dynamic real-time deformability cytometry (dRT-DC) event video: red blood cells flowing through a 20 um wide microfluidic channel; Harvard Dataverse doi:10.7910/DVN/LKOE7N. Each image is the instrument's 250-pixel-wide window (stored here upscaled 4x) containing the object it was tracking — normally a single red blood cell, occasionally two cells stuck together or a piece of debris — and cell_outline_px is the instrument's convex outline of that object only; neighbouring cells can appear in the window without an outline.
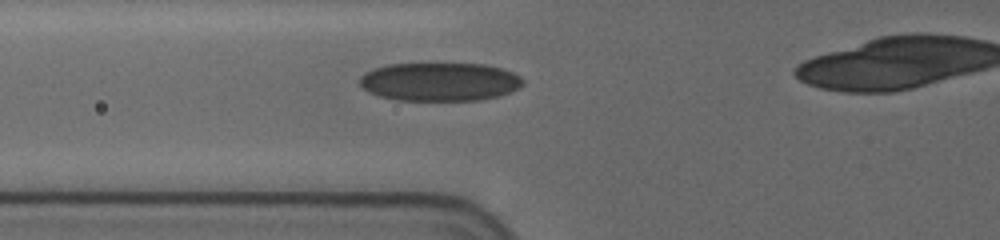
{"species": "human", "species_latin": "Homo sapiens", "temperature_condition": "cold", "stored_images_in_passage": 40, "camera_frame_rate_fps": 3000, "um_per_image_px": 0.085, "donor": {"sex": "female"}, "frame": {"image": 1, "passage_image": 12, "time_ms": 3.667, "image_size_px": [1000, 240], "cell_outline_px": [[524, 84], [520, 88], [500, 96], [480, 100], [396, 100], [380, 96], [368, 92], [360, 84], [360, 76], [364, 72], [372, 68], [388, 64], [484, 64], [500, 68], [512, 72], [520, 76], [524, 80]], "centroid_in_image_um": [37.38, 6.95], "position_along_channel_um": 88.4, "area_um2": 36.76}}
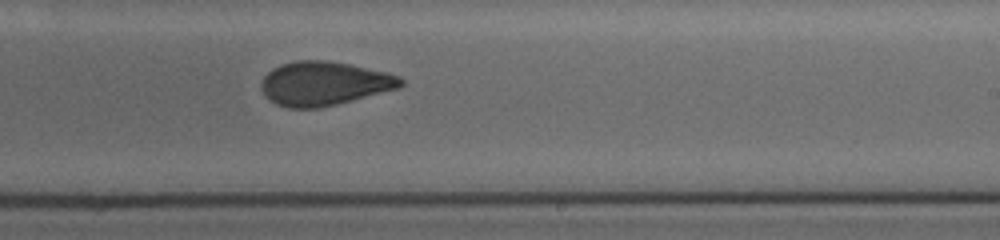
{"frame": {"image": 2, "passage_image": 26, "time_ms": 8.333, "image_size_px": [1000, 240], "cell_outline_px": [[404, 84], [400, 88], [320, 108], [288, 108], [276, 104], [260, 88], [260, 84], [264, 76], [272, 68], [280, 64], [296, 60], [328, 60], [388, 72], [400, 76], [404, 80]], "centroid_in_image_um": [27.57, 7.09], "position_along_channel_um": 261.4, "area_um2": 35.78}}
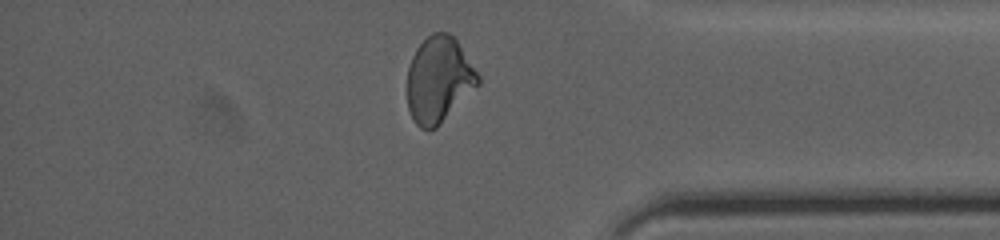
{"frame": {"image": 3, "passage_image": 38, "time_ms": 12.333, "image_size_px": [1000, 240], "cell_outline_px": [[480, 84], [436, 128], [428, 132], [420, 128], [416, 124], [408, 108], [408, 68], [412, 56], [416, 48], [432, 32], [448, 32], [456, 40], [480, 76]], "centroid_in_image_um": [37.3, 6.79], "position_along_channel_um": 397.9, "area_um2": 35.32}}